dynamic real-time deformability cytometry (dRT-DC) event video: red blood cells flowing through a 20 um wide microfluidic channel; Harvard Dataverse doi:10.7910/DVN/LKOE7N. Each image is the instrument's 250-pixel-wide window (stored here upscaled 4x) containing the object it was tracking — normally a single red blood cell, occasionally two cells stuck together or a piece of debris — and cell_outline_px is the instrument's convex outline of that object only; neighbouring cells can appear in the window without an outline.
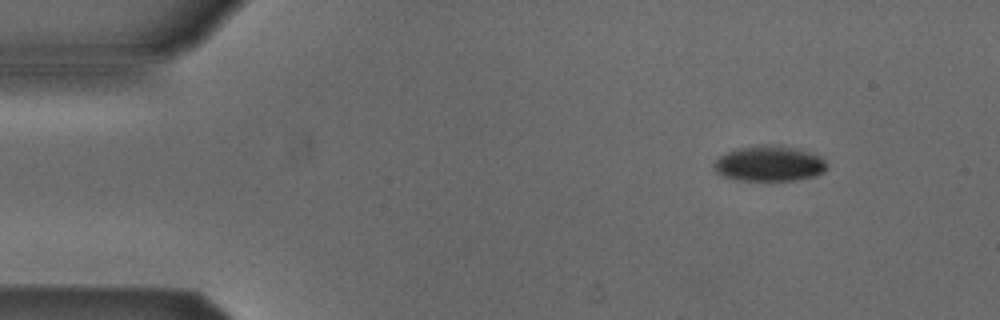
{"species": "Egyptian fruit bat (a non-hibernating species)", "species_latin": "Rousettus aegyptiacus", "temperature_condition": "cold", "stored_images_in_passage": 4, "camera_frame_rate_fps": 3000, "um_per_image_px": 0.085, "animal": {"sex": "male"}, "frame": {"image": 1, "passage_image": 1, "time_ms": 0.0, "image_size_px": [1000, 320], "cell_outline_px": [[828, 168], [824, 172], [812, 176], [792, 180], [740, 180], [724, 176], [716, 172], [712, 164], [720, 156], [736, 148], [756, 144], [780, 144], [796, 148], [820, 156], [828, 164]], "centroid_in_image_um": [65.39, 13.88], "position_along_channel_um": 19.6, "area_um2": 23.47}}
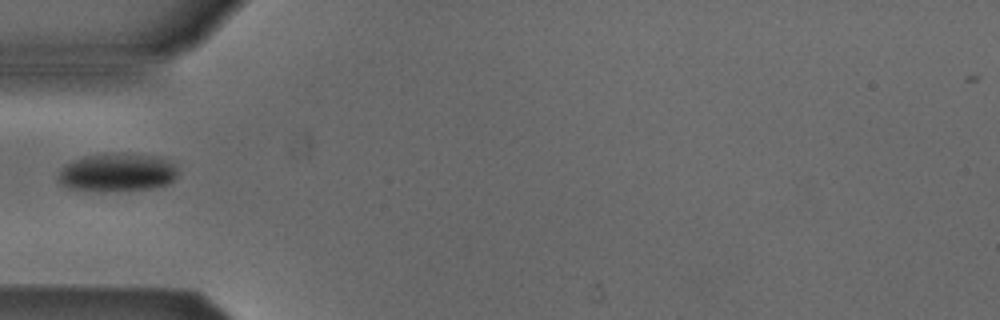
{"frame": {"image": 2, "passage_image": 4, "time_ms": 3.667, "image_size_px": [1000, 320], "cell_outline_px": [[176, 176], [168, 184], [152, 188], [68, 188], [60, 180], [60, 172], [72, 160], [84, 156], [104, 152], [124, 152], [160, 156], [172, 164], [176, 168]], "centroid_in_image_um": [10.02, 14.56], "position_along_channel_um": 75.0, "area_um2": 25.61}}